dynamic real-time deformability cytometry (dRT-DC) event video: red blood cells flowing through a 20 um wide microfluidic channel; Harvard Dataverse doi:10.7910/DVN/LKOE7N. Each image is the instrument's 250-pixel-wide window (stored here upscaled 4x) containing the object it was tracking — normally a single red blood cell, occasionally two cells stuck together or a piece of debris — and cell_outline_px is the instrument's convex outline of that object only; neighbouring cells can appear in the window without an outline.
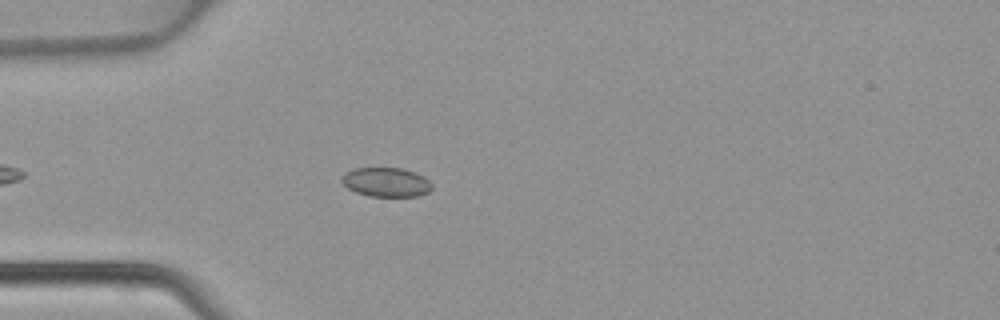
{"species": "common noctule bat (a hibernating species)", "species_latin": "Nyctalus noctula", "temperature_condition": "warm", "stored_images_in_passage": 36, "camera_frame_rate_fps": 3000, "um_per_image_px": 0.085, "animal": {"sex": "female", "body_mass_g": 22.7, "forearm_length_mm": 54.2}, "frame": {"image": 1, "passage_image": 3, "time_ms": 0.667, "image_size_px": [1000, 320], "cell_outline_px": [[432, 188], [428, 192], [416, 196], [368, 196], [356, 192], [348, 188], [340, 180], [344, 172], [352, 168], [400, 168], [416, 172], [424, 176], [432, 184]], "centroid_in_image_um": [32.81, 15.47], "position_along_channel_um": 52.2, "area_um2": 15.43}}
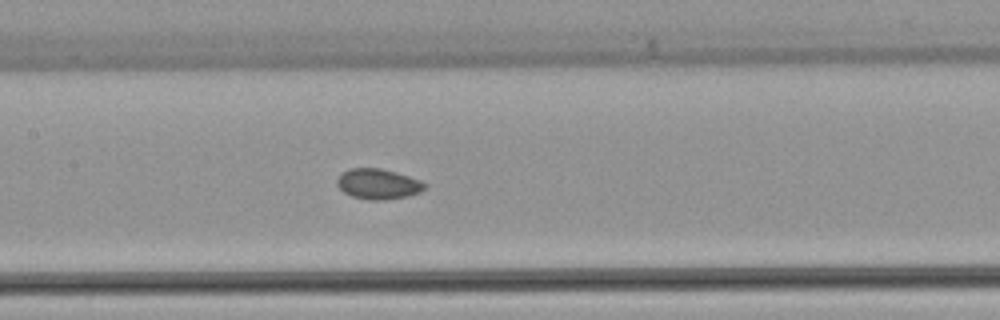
{"frame": {"image": 2, "passage_image": 12, "time_ms": 3.667, "image_size_px": [1000, 320], "cell_outline_px": [[424, 188], [420, 192], [408, 196], [384, 200], [372, 200], [352, 196], [344, 192], [336, 184], [336, 180], [348, 168], [380, 168], [396, 172], [420, 180], [424, 184]], "centroid_in_image_um": [32.12, 15.63], "position_along_channel_um": 175.3, "area_um2": 15.32}}
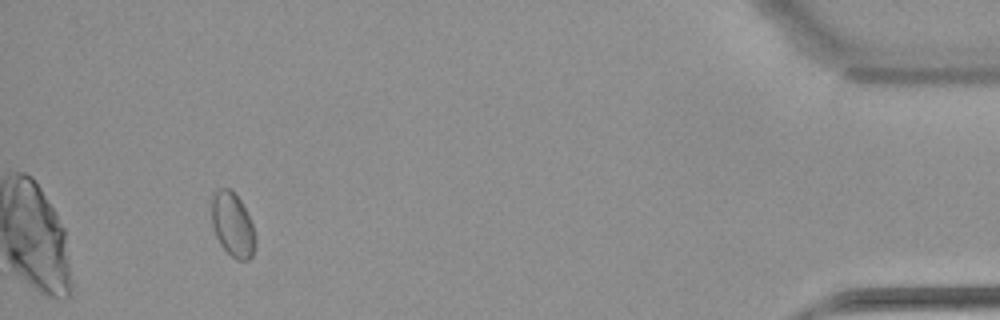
{"frame": {"image": 3, "passage_image": 33, "time_ms": 10.667, "image_size_px": [1000, 320], "cell_outline_px": [[256, 244], [252, 256], [248, 260], [236, 260], [220, 244], [212, 228], [212, 192], [220, 188], [232, 188], [240, 200], [252, 224], [256, 236]], "centroid_in_image_um": [19.77, 19.09], "position_along_channel_um": 415.4, "area_um2": 16.47}}